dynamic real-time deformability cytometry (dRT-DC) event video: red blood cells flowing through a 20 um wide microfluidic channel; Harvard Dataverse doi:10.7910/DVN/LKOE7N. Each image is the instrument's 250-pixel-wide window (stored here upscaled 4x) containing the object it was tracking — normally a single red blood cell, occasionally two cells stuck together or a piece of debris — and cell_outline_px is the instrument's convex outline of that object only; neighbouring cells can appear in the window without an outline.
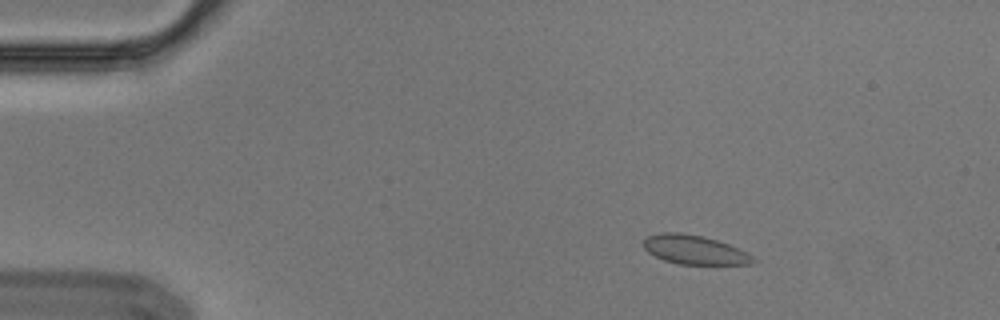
{"species": "Egyptian fruit bat (a non-hibernating species)", "species_latin": "Rousettus aegyptiacus", "temperature_condition": "cold", "stored_images_in_passage": 4, "camera_frame_rate_fps": 3000, "um_per_image_px": 0.085, "animal": {"sex": "male"}, "frame": {"image": 1, "passage_image": 2, "time_ms": 0.333, "image_size_px": [1000, 320], "cell_outline_px": [[756, 260], [752, 264], [680, 264], [664, 260], [648, 252], [644, 248], [644, 240], [648, 236], [660, 232], [680, 232], [704, 236], [728, 244], [752, 256]], "centroid_in_image_um": [59.0, 21.22], "position_along_channel_um": 26.0, "area_um2": 18.32}}